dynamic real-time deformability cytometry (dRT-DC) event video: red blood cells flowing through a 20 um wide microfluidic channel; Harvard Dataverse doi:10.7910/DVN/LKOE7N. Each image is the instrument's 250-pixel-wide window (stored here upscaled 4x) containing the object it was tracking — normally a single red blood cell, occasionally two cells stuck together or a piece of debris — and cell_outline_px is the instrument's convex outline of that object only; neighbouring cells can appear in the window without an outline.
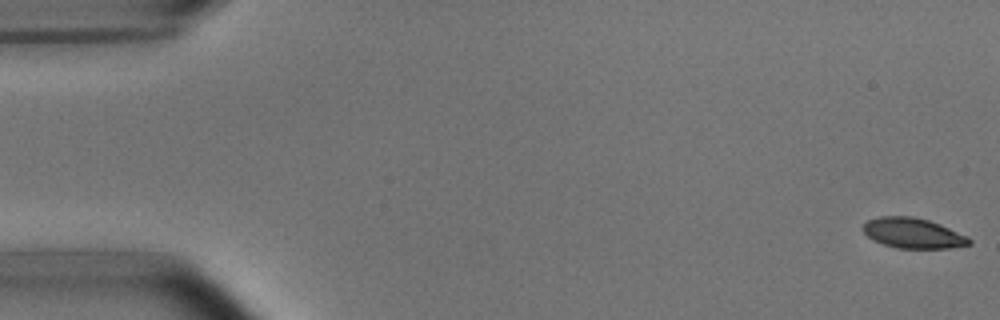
{"species": "common noctule bat (a hibernating species)", "species_latin": "Nyctalus noctula", "temperature_condition": "room temperature", "stored_images_in_passage": 15, "camera_frame_rate_fps": 3000, "um_per_image_px": 0.085, "animal": {"sex": "male", "body_mass_g": 15.6}, "frame": {"image": 1, "passage_image": 1, "time_ms": 0.0, "image_size_px": [1000, 320], "cell_outline_px": [[972, 244], [948, 248], [896, 248], [872, 240], [860, 228], [868, 220], [880, 216], [912, 216], [928, 220], [940, 224], [968, 236], [972, 240]], "centroid_in_image_um": [77.6, 19.81], "position_along_channel_um": 7.4, "area_um2": 18.79}}